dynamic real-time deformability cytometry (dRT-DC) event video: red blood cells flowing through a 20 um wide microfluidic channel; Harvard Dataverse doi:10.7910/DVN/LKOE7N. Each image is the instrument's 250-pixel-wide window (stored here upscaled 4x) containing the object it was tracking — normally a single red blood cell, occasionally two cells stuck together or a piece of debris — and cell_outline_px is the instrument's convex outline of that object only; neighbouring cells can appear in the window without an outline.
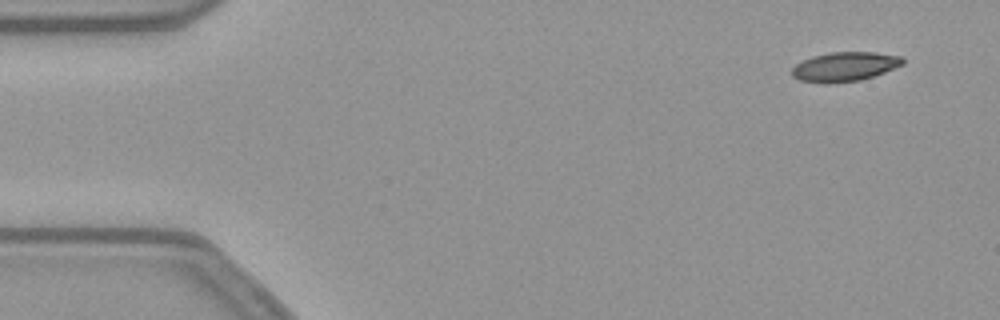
{"species": "common noctule bat (a hibernating species)", "species_latin": "Nyctalus noctula", "temperature_condition": "warm", "stored_images_in_passage": 51, "camera_frame_rate_fps": 3000, "um_per_image_px": 0.085, "animal": {"sex": "female", "body_mass_g": 21.9}, "frame": {"image": 1, "passage_image": 1, "time_ms": 0.0, "image_size_px": [1000, 320], "cell_outline_px": [[904, 64], [884, 72], [860, 80], [828, 84], [820, 84], [800, 80], [792, 76], [792, 68], [796, 64], [812, 56], [832, 52], [872, 52], [900, 56], [904, 60]], "centroid_in_image_um": [71.77, 5.68], "position_along_channel_um": 13.2, "area_um2": 18.9}}
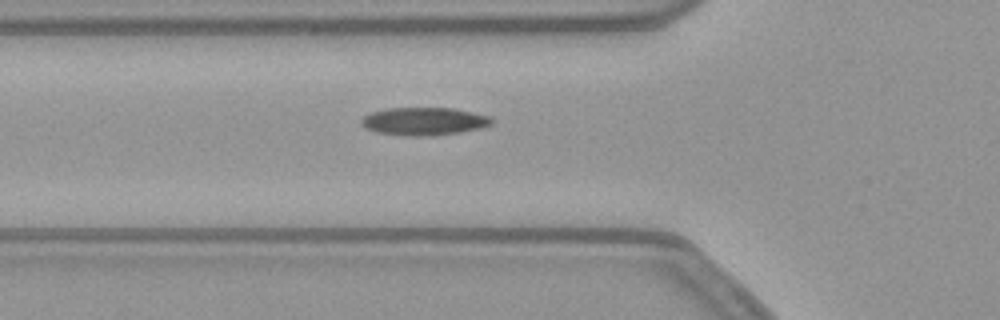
{"frame": {"image": 2, "passage_image": 16, "time_ms": 5.0, "image_size_px": [1000, 320], "cell_outline_px": [[496, 120], [492, 124], [480, 128], [460, 132], [428, 136], [404, 136], [376, 132], [364, 128], [360, 124], [360, 120], [368, 112], [384, 108], [452, 108], [472, 112], [488, 116]], "centroid_in_image_um": [35.98, 10.31], "position_along_channel_um": 89.8, "area_um2": 21.44}}
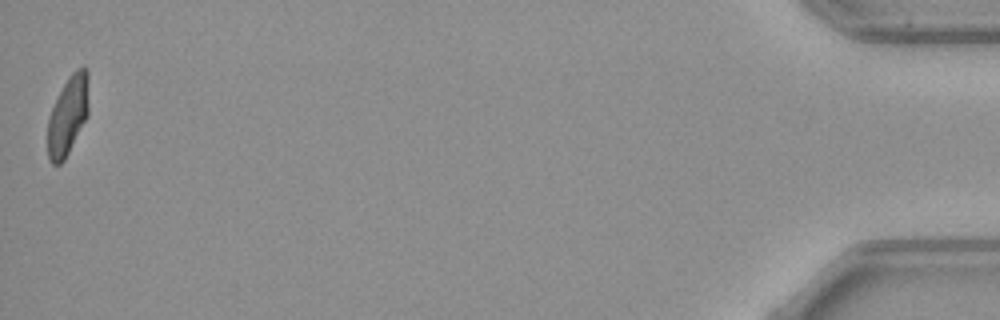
{"frame": {"image": 3, "passage_image": 51, "time_ms": 16.667, "image_size_px": [1000, 320], "cell_outline_px": [[88, 116], [64, 160], [60, 164], [52, 164], [48, 160], [48, 120], [52, 108], [68, 76], [76, 68], [84, 64], [88, 68]], "centroid_in_image_um": [5.79, 9.77], "position_along_channel_um": 429.4, "area_um2": 18.96}, "authors_computed_cell_mechanics": {"area_um2": 19.8254, "velocity_mm_per_s": 3.797, "shape_relaxation_time_tau1_ms": 6.278, "shape_relaxation_time_tau2_ms": 1.6758, "deformation_change_tau1": 0.2166, "deformation_change_tau2": 0.0872}}